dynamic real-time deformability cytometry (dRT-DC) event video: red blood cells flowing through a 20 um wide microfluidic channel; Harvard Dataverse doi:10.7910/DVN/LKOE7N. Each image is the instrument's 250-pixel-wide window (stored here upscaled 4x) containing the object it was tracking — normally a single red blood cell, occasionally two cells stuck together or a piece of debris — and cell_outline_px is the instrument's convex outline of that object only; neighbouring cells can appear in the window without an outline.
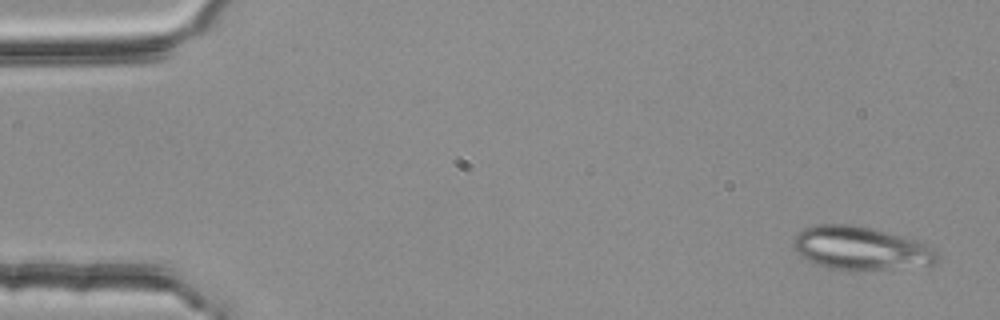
{"species": "common noctule bat (a hibernating species)", "species_latin": "Nyctalus noctula", "temperature_condition": "room temperature", "stored_images_in_passage": 3, "camera_frame_rate_fps": 3000, "um_per_image_px": 0.085, "animal": {"sex": "female", "body_mass_g": 25.1}, "frame": {"image": 1, "passage_image": 1, "time_ms": 0.0, "image_size_px": [1000, 320], "cell_outline_px": [[940, 256], [936, 264], [864, 272], [848, 272], [828, 268], [812, 264], [800, 256], [792, 248], [792, 240], [804, 228], [816, 224], [856, 224], [876, 228], [904, 236], [916, 240], [932, 248]], "centroid_in_image_um": [73.13, 21.13], "position_along_channel_um": 11.9, "area_um2": 37.63}}